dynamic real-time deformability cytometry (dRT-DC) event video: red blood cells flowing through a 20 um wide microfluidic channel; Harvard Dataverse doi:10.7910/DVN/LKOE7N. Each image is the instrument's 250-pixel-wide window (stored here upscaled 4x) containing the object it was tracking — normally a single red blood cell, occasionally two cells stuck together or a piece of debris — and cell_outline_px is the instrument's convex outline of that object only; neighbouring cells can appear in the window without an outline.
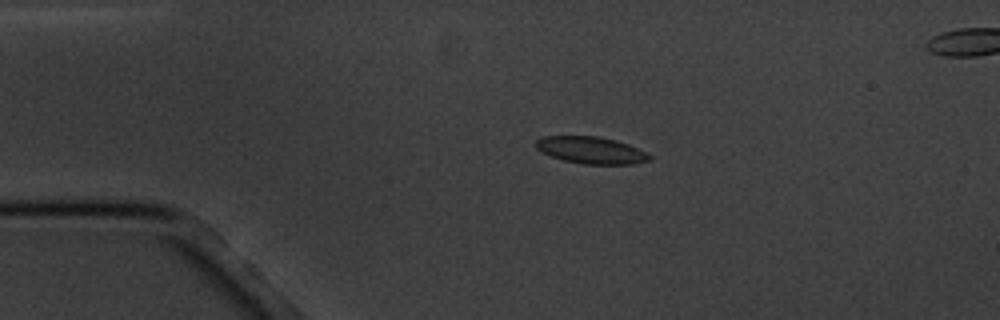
{"species": "common noctule bat (a hibernating species)", "species_latin": "Nyctalus noctula", "temperature_condition": "cold", "stored_images_in_passage": 7, "camera_frame_rate_fps": 3000, "um_per_image_px": 0.085, "animal": {"sex": "male", "body_mass_g": 20.1, "forearm_length_mm": 53.5}, "frame": {"image": 1, "passage_image": 3, "time_ms": 2.333, "image_size_px": [1000, 320], "cell_outline_px": [[652, 160], [632, 164], [584, 164], [564, 160], [540, 152], [536, 148], [536, 140], [540, 136], [600, 136], [616, 140], [628, 144], [652, 156]], "centroid_in_image_um": [50.23, 12.76], "position_along_channel_um": 34.8, "area_um2": 17.86}}
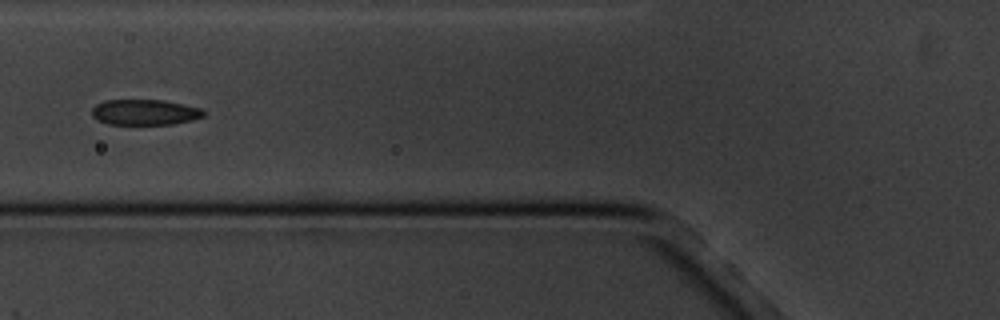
{"frame": {"image": 2, "passage_image": 6, "time_ms": 5.667, "image_size_px": [1000, 320], "cell_outline_px": [[208, 112], [204, 116], [192, 120], [172, 124], [108, 124], [92, 116], [92, 108], [96, 104], [104, 100], [164, 100], [204, 108]], "centroid_in_image_um": [12.37, 9.53], "position_along_channel_um": 113.4, "area_um2": 16.82}}
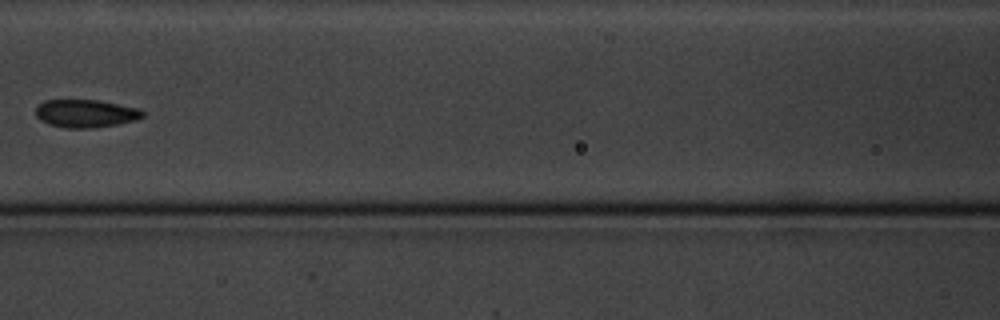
{"frame": {"image": 3, "passage_image": 7, "time_ms": 7.0, "image_size_px": [1000, 320], "cell_outline_px": [[144, 116], [136, 120], [116, 124], [92, 128], [64, 128], [48, 124], [40, 120], [36, 116], [36, 104], [44, 100], [100, 100], [140, 108], [144, 112]], "centroid_in_image_um": [7.27, 9.64], "position_along_channel_um": 159.3, "area_um2": 17.63}}